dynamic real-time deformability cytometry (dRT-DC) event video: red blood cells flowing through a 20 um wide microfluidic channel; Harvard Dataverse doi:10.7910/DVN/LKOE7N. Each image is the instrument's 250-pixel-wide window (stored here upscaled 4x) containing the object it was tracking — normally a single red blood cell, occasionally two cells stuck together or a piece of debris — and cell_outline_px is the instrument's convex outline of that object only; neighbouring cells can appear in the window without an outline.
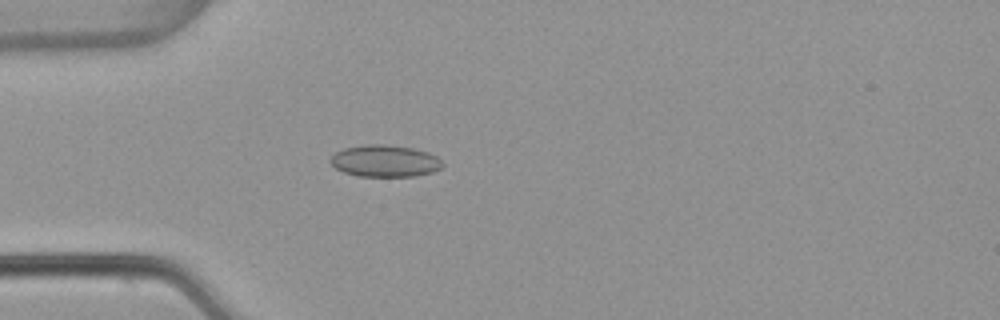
{"species": "common noctule bat (a hibernating species)", "species_latin": "Nyctalus noctula", "temperature_condition": "warm", "stored_images_in_passage": 4, "camera_frame_rate_fps": 3000, "um_per_image_px": 0.085, "animal": {"sex": "female", "body_mass_g": 22.7, "forearm_length_mm": 54.2}, "frame": {"image": 1, "passage_image": 4, "time_ms": 1.0, "image_size_px": [1000, 320], "cell_outline_px": [[444, 164], [440, 168], [432, 172], [416, 176], [356, 176], [344, 172], [336, 168], [328, 160], [336, 152], [344, 148], [364, 144], [380, 144], [412, 148], [428, 152], [436, 156]], "centroid_in_image_um": [32.7, 13.68], "position_along_channel_um": 52.3, "area_um2": 20.75}}